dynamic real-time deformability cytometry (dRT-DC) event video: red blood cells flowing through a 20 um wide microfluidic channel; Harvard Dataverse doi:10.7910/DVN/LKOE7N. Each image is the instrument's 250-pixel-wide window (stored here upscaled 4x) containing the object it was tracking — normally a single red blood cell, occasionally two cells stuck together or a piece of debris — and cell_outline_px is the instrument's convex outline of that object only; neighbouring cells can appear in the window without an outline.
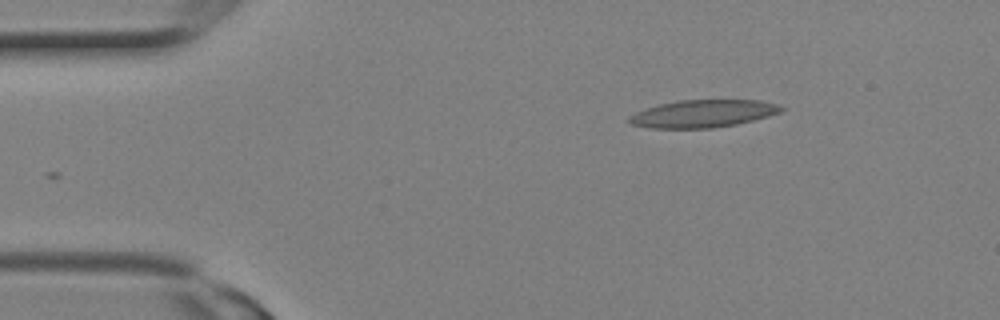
{"species": "Egyptian fruit bat (a non-hibernating species)", "species_latin": "Rousettus aegyptiacus", "temperature_condition": "room temperature", "stored_images_in_passage": 3, "camera_frame_rate_fps": 3000, "um_per_image_px": 0.085, "animal": {"sex": "female"}, "frame": {"image": 1, "passage_image": 3, "time_ms": 0.667, "image_size_px": [1000, 320], "cell_outline_px": [[784, 108], [780, 112], [768, 116], [736, 124], [712, 128], [652, 128], [632, 124], [628, 120], [628, 116], [644, 108], [676, 100], [760, 100], [776, 104]], "centroid_in_image_um": [59.72, 9.65], "position_along_channel_um": 25.3, "area_um2": 24.28}}